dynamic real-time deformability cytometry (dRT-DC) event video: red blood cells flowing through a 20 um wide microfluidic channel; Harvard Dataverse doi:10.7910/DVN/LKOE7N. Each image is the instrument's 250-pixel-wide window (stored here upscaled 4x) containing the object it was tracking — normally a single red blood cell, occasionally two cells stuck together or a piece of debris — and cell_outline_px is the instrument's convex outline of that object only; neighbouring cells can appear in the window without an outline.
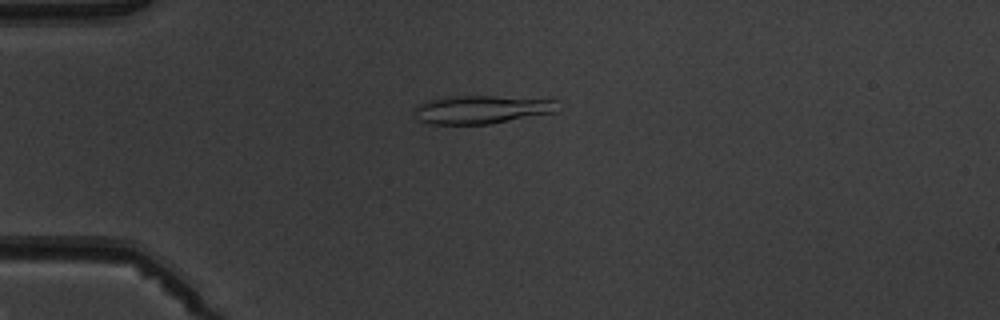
{"species": "common noctule bat (a hibernating species)", "species_latin": "Nyctalus noctula", "temperature_condition": "warm", "stored_images_in_passage": 1, "camera_frame_rate_fps": 3000, "um_per_image_px": 0.085, "animal": {"sex": "male", "body_mass_g": 19.5, "forearm_length_mm": 54.6}, "frame": {"image": 1, "passage_image": 1, "time_ms": 0.0, "image_size_px": [1000, 320], "cell_outline_px": [[556, 112], [488, 124], [432, 124], [416, 120], [412, 112], [412, 108], [428, 100], [452, 96], [492, 96], [556, 100]], "centroid_in_image_um": [40.83, 9.32], "position_along_channel_um": 44.2, "area_um2": 23.52}}